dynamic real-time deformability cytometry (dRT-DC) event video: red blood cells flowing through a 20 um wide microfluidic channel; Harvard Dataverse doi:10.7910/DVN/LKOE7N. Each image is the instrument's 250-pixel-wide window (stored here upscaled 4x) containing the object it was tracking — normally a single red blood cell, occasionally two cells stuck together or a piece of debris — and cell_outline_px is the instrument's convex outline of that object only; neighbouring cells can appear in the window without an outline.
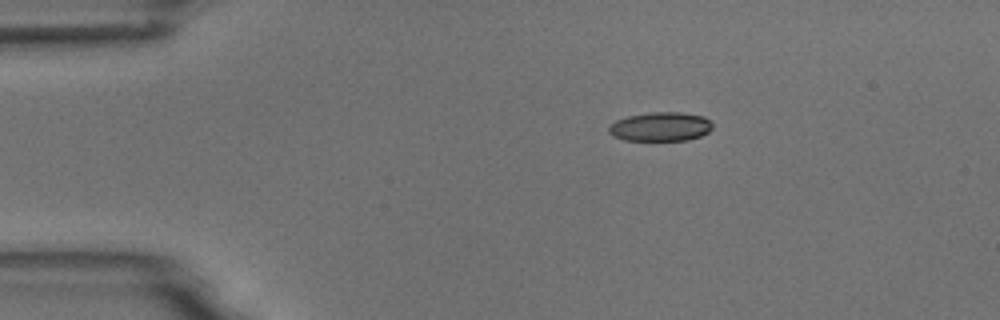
{"species": "common noctule bat (a hibernating species)", "species_latin": "Nyctalus noctula", "temperature_condition": "room temperature", "stored_images_in_passage": 45, "camera_frame_rate_fps": 3000, "um_per_image_px": 0.085, "animal": {"sex": "male", "body_mass_g": 18.8}, "frame": {"image": 1, "passage_image": 1, "time_ms": 0.0, "image_size_px": [1000, 320], "cell_outline_px": [[712, 128], [708, 132], [700, 136], [688, 140], [624, 140], [612, 136], [608, 132], [608, 128], [616, 120], [628, 116], [652, 112], [680, 112], [704, 116], [712, 124]], "centroid_in_image_um": [56.14, 10.77], "position_along_channel_um": 28.9, "area_um2": 17.51}}
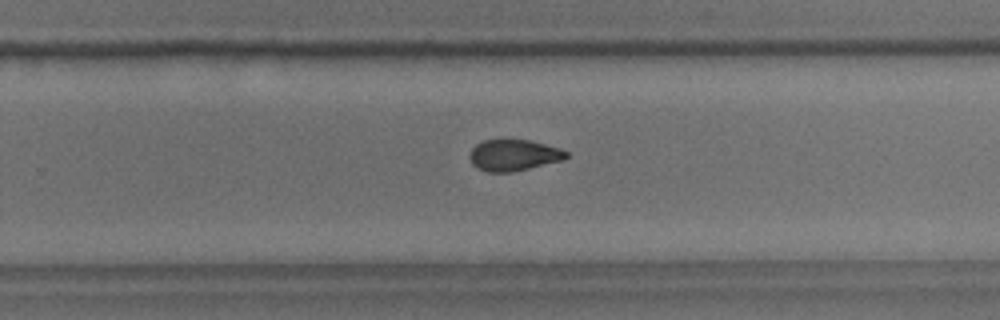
{"frame": {"image": 2, "passage_image": 26, "time_ms": 8.333, "image_size_px": [1000, 320], "cell_outline_px": [[568, 156], [564, 160], [512, 172], [488, 172], [476, 168], [472, 164], [468, 156], [472, 148], [476, 144], [484, 140], [528, 140], [560, 148], [568, 152]], "centroid_in_image_um": [43.64, 13.2], "position_along_channel_um": 286.2, "area_um2": 17.63}}
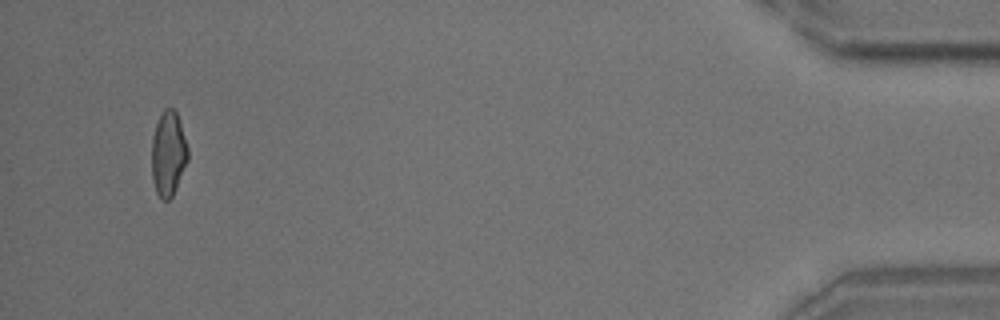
{"frame": {"image": 3, "passage_image": 43, "time_ms": 14.0, "image_size_px": [1000, 320], "cell_outline_px": [[188, 160], [176, 188], [172, 196], [168, 200], [160, 200], [156, 192], [152, 180], [152, 136], [156, 124], [164, 108], [172, 108], [176, 112], [188, 148]], "centroid_in_image_um": [14.29, 13.1], "position_along_channel_um": 420.9, "area_um2": 17.8}, "authors_computed_cell_mechanics": {"area_um2": 18.207, "velocity_mm_per_s": 3.7441, "shape_relaxation_time_tau1_ms": 6.3508, "shape_relaxation_time_tau2_ms": 2.7039, "deformation_change_tau1": 0.1753, "deformation_change_tau2": 0.0887}}